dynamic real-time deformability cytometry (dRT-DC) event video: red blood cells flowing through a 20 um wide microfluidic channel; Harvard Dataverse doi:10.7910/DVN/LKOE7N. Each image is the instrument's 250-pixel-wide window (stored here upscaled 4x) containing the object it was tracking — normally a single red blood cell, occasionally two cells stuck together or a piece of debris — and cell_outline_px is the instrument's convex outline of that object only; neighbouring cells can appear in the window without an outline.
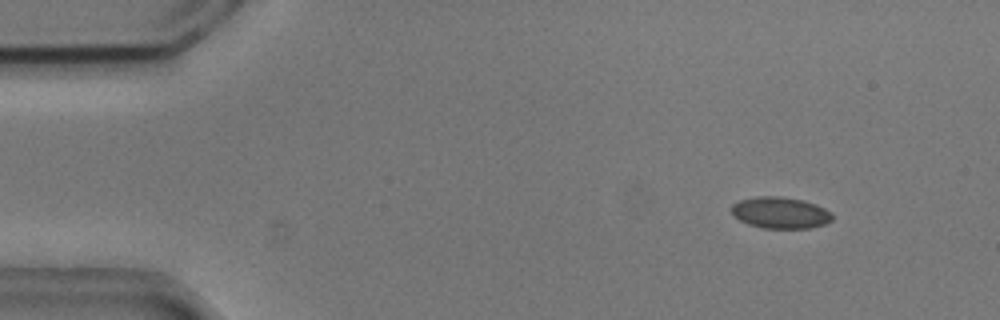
{"species": "common noctule bat (a hibernating species)", "species_latin": "Nyctalus noctula", "temperature_condition": "cold", "stored_images_in_passage": 54, "camera_frame_rate_fps": 3000, "um_per_image_px": 0.085, "animal": {"sex": "male", "body_mass_g": 20.5, "forearm_length_mm": 52.5}, "frame": {"image": 1, "passage_image": 6, "time_ms": 1.667, "image_size_px": [1000, 320], "cell_outline_px": [[832, 220], [824, 224], [808, 228], [764, 228], [748, 224], [732, 216], [732, 204], [740, 200], [756, 196], [780, 196], [804, 200], [816, 204], [832, 212]], "centroid_in_image_um": [66.32, 18.07], "position_along_channel_um": 18.7, "area_um2": 18.55}}
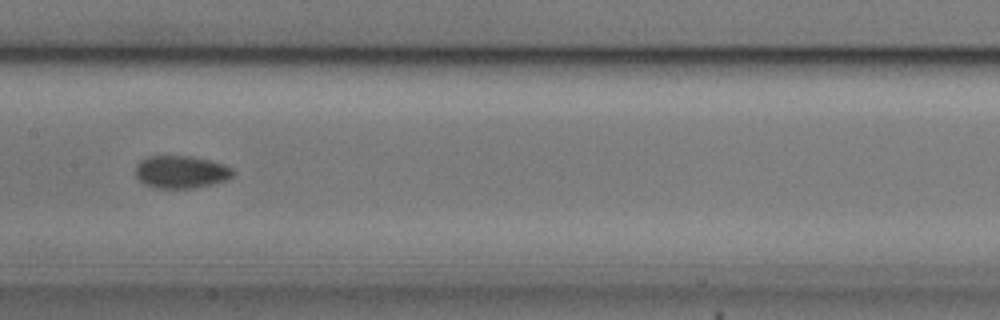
{"frame": {"image": 2, "passage_image": 27, "time_ms": 8.667, "image_size_px": [1000, 320], "cell_outline_px": [[236, 172], [228, 180], [212, 184], [192, 188], [156, 188], [144, 184], [136, 176], [136, 164], [144, 156], [192, 156], [224, 164], [232, 168]], "centroid_in_image_um": [15.39, 14.61], "position_along_channel_um": 192.0, "area_um2": 18.67}}
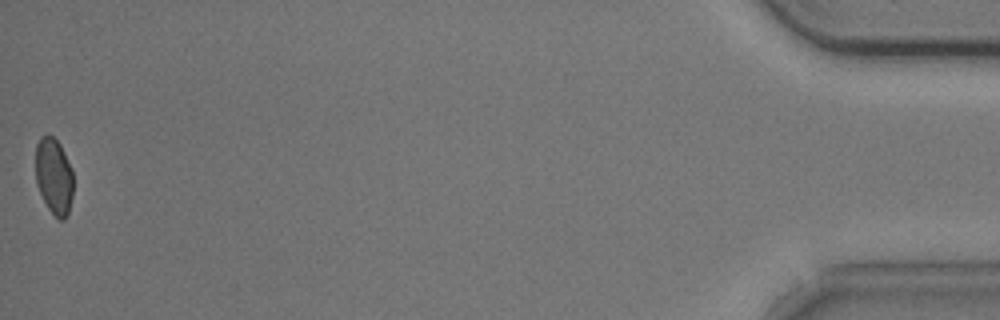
{"frame": {"image": 3, "passage_image": 54, "time_ms": 17.667, "image_size_px": [1000, 320], "cell_outline_px": [[72, 196], [68, 212], [64, 220], [60, 220], [48, 208], [36, 184], [36, 144], [40, 136], [48, 132], [60, 144], [72, 168]], "centroid_in_image_um": [4.57, 14.92], "position_along_channel_um": 430.6, "area_um2": 16.76}, "authors_computed_cell_mechanics": {"area_um2": 18.2937, "velocity_mm_per_s": 3.7336, "shape_relaxation_time_tau1_ms": 2.6785, "shape_relaxation_time_tau2_ms": 1.643, "deformation_change_tau1": 0.0786, "deformation_change_tau2": 0.0362}}